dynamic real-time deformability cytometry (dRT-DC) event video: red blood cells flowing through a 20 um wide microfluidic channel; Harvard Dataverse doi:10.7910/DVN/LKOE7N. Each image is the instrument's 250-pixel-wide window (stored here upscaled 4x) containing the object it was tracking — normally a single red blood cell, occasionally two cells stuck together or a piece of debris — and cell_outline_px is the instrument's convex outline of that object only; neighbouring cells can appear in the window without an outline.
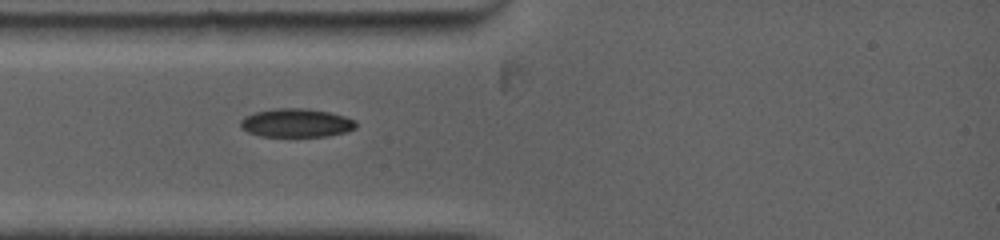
{"species": "common noctule bat (a hibernating species)", "species_latin": "Nyctalus noctula", "temperature_condition": "warm", "stored_images_in_passage": 77, "camera_frame_rate_fps": 5000, "um_per_image_px": 0.085, "animal": {"sex": "female", "body_mass_g": 19.0, "forearm_length_mm": 53.3}, "frame": {"image": 1, "passage_image": 1, "time_ms": 0.0, "image_size_px": [1000, 240], "cell_outline_px": [[356, 128], [344, 132], [328, 136], [260, 136], [248, 132], [240, 128], [240, 120], [244, 116], [256, 112], [276, 108], [308, 108], [328, 112], [344, 116], [356, 120]], "centroid_in_image_um": [25.17, 10.44], "position_along_channel_um": 59.8, "area_um2": 19.25}}
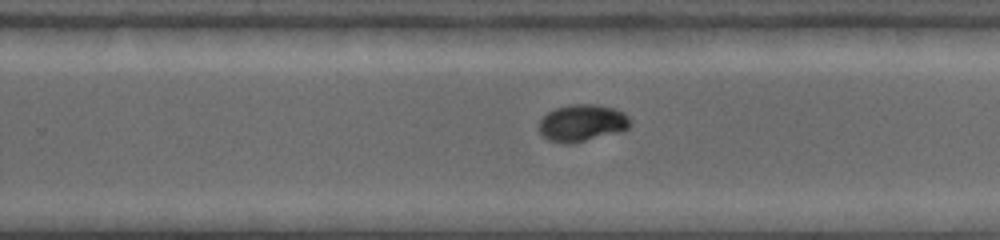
{"frame": {"image": 2, "passage_image": 33, "time_ms": 5.6, "image_size_px": [1000, 240], "cell_outline_px": [[632, 124], [628, 128], [620, 132], [572, 144], [564, 144], [548, 140], [540, 132], [540, 120], [548, 112], [556, 108], [568, 104], [596, 104], [612, 108], [624, 112], [628, 116]], "centroid_in_image_um": [49.5, 10.46], "position_along_channel_um": 280.3, "area_um2": 19.77}}
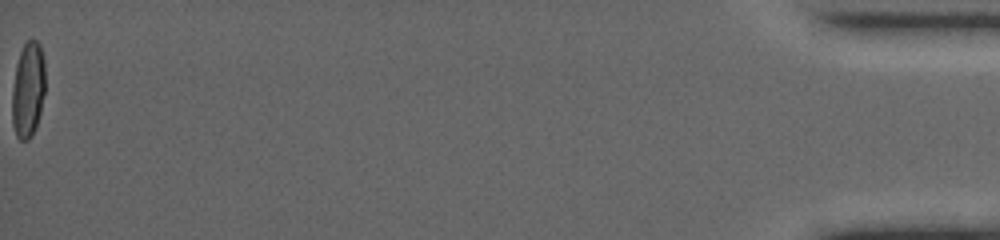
{"frame": {"image": 3, "passage_image": 77, "time_ms": 13.8, "image_size_px": [1000, 240], "cell_outline_px": [[44, 92], [40, 112], [32, 136], [28, 140], [20, 140], [16, 136], [12, 124], [12, 88], [16, 64], [20, 52], [24, 44], [28, 40], [36, 40], [40, 44], [44, 60]], "centroid_in_image_um": [2.37, 7.63], "position_along_channel_um": 432.8, "area_um2": 18.44}}